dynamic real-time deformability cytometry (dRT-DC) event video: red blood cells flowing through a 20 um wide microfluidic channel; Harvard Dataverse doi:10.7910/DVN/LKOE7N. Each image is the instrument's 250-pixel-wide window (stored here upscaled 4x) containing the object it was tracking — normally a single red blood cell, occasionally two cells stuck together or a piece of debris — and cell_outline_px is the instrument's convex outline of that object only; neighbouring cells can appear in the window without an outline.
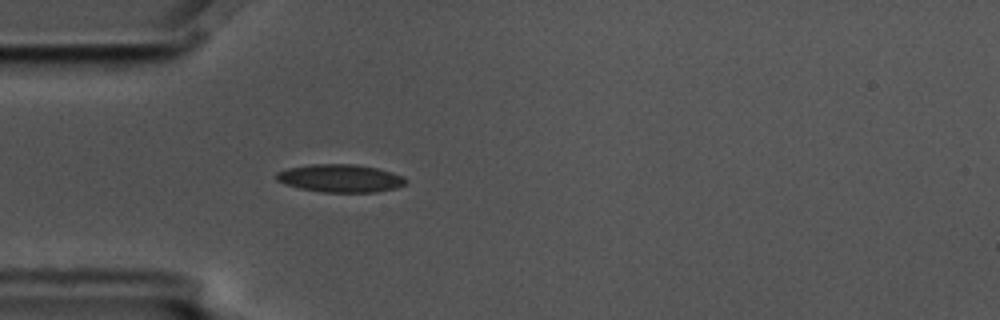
{"species": "common noctule bat (a hibernating species)", "species_latin": "Nyctalus noctula", "temperature_condition": "cold", "stored_images_in_passage": 3, "camera_frame_rate_fps": 3000, "um_per_image_px": 0.085, "animal": {"sex": "male", "body_mass_g": 17.5, "forearm_length_mm": 52.3}, "frame": {"image": 1, "passage_image": 3, "time_ms": 0.667, "image_size_px": [1000, 320], "cell_outline_px": [[408, 184], [396, 188], [376, 192], [324, 192], [300, 188], [284, 184], [276, 180], [276, 172], [288, 168], [308, 164], [356, 164], [376, 168], [392, 172], [404, 176], [408, 180]], "centroid_in_image_um": [28.95, 15.15], "position_along_channel_um": 56.0, "area_um2": 21.21}}